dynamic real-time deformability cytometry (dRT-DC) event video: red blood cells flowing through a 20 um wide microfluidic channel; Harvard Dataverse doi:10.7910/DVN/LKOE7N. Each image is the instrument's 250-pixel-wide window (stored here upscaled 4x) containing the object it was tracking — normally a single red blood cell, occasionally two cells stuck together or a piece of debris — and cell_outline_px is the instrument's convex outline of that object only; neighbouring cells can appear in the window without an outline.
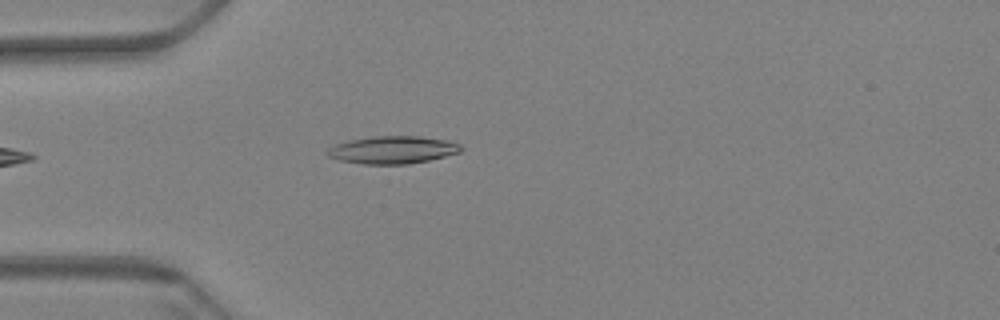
{"species": "Egyptian fruit bat (a non-hibernating species)", "species_latin": "Rousettus aegyptiacus", "temperature_condition": "warm", "stored_images_in_passage": 21, "camera_frame_rate_fps": 3000, "um_per_image_px": 0.085, "animal": {"sex": "female"}, "frame": {"image": 1, "passage_image": 1, "time_ms": 0.0, "image_size_px": [1000, 320], "cell_outline_px": [[464, 148], [460, 152], [428, 160], [408, 164], [364, 164], [340, 160], [328, 156], [324, 152], [328, 148], [336, 144], [348, 140], [372, 136], [420, 136], [448, 140], [460, 144]], "centroid_in_image_um": [33.37, 12.73], "position_along_channel_um": 51.6, "area_um2": 21.56}}
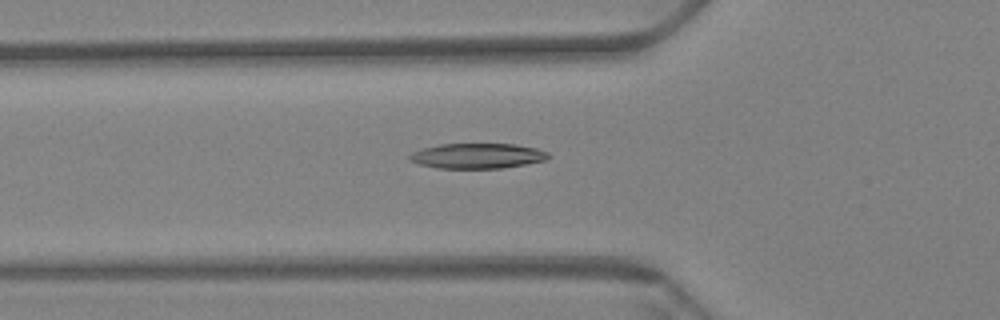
{"frame": {"image": 2, "passage_image": 5, "time_ms": 1.333, "image_size_px": [1000, 320], "cell_outline_px": [[548, 160], [500, 168], [436, 168], [420, 164], [408, 160], [408, 156], [412, 152], [424, 148], [440, 144], [516, 144], [536, 148], [548, 152]], "centroid_in_image_um": [40.57, 13.25], "position_along_channel_um": 85.2, "area_um2": 20.29}}
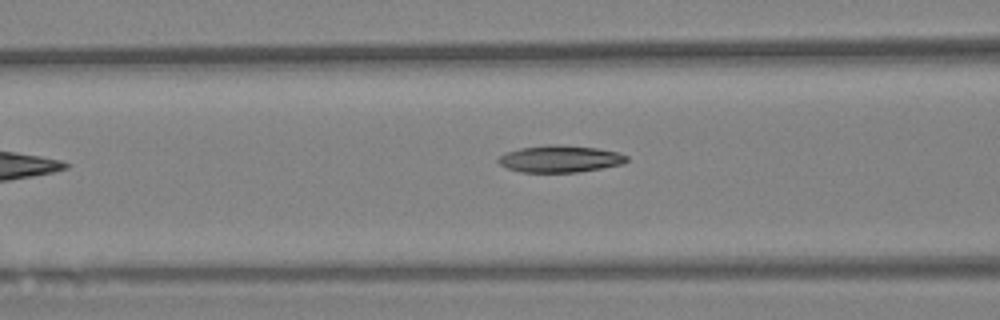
{"frame": {"image": 3, "passage_image": 8, "time_ms": 2.333, "image_size_px": [1000, 320], "cell_outline_px": [[628, 160], [620, 164], [580, 172], [520, 172], [508, 168], [500, 164], [496, 160], [504, 152], [520, 148], [548, 144], [596, 148], [616, 152], [628, 156]], "centroid_in_image_um": [47.55, 13.5], "position_along_channel_um": 119.1, "area_um2": 19.94}}